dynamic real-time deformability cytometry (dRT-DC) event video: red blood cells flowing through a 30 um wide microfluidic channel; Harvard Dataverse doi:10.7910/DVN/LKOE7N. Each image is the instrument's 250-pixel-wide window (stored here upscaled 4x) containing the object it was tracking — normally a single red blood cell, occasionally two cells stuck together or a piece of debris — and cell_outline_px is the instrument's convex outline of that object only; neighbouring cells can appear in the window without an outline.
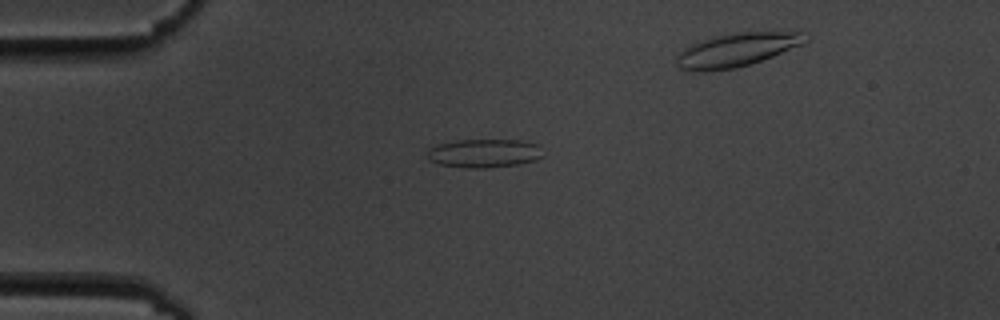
{"species": "common noctule bat (a hibernating species)", "species_latin": "Nyctalus noctula", "temperature_condition": "cold", "stored_images_in_passage": 13, "segment_of_instrument_passage": [1, 2], "camera_frame_rate_fps": 3000, "um_per_image_px": 0.085, "animal": {"sex": "male", "body_mass_g": 19.5, "forearm_length_mm": 54.6}, "frame": {"image": 1, "passage_image": 4, "time_ms": 4.0, "image_size_px": [1000, 320], "cell_outline_px": [[544, 156], [536, 160], [516, 164], [488, 168], [468, 168], [440, 164], [428, 160], [428, 152], [436, 144], [460, 140], [520, 140], [536, 144]], "centroid_in_image_um": [41.15, 13.03], "position_along_channel_um": 43.8, "area_um2": 19.07}}
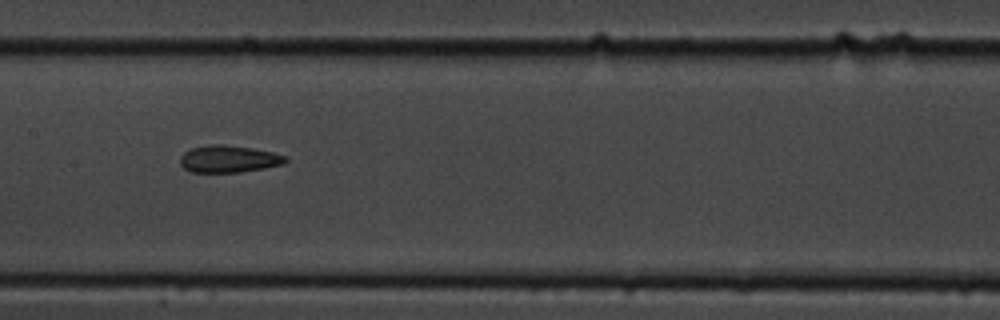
{"frame": {"image": 2, "passage_image": 8, "time_ms": 8.667, "image_size_px": [1000, 320], "cell_outline_px": [[288, 160], [284, 164], [264, 168], [240, 172], [192, 172], [184, 168], [180, 164], [180, 156], [184, 152], [192, 148], [208, 144], [224, 144], [252, 148], [272, 152], [288, 156]], "centroid_in_image_um": [19.45, 13.5], "position_along_channel_um": 187.9, "area_um2": 16.76}}
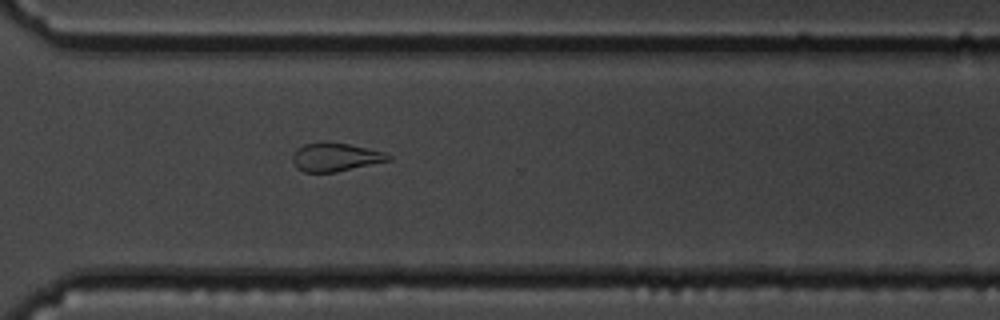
{"frame": {"image": 3, "passage_image": 12, "time_ms": 13.0, "image_size_px": [1000, 320], "cell_outline_px": [[392, 160], [336, 172], [304, 172], [296, 168], [292, 160], [292, 156], [296, 148], [304, 144], [320, 140], [348, 144], [368, 148], [384, 152], [392, 156]], "centroid_in_image_um": [28.48, 13.34], "position_along_channel_um": 342.1, "area_um2": 16.18}}